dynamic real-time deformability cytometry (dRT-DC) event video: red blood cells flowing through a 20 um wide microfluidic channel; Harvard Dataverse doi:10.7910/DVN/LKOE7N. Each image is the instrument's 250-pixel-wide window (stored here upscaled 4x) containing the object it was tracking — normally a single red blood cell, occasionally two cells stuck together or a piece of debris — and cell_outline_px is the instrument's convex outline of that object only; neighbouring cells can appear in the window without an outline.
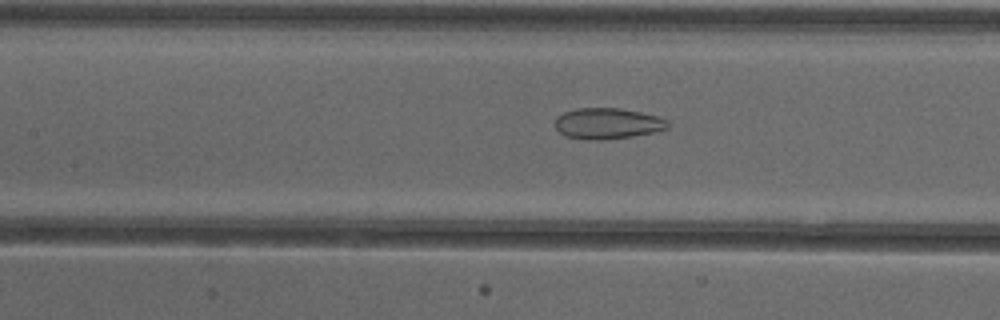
{"species": "common noctule bat (a hibernating species)", "species_latin": "Nyctalus noctula", "temperature_condition": "cold", "stored_images_in_passage": 52, "camera_frame_rate_fps": 3000, "um_per_image_px": 0.085, "animal": {"sex": "female"}, "frame": {"image": 1, "passage_image": 24, "time_ms": 7.667, "image_size_px": [1000, 320], "cell_outline_px": [[668, 128], [652, 132], [632, 136], [604, 140], [588, 140], [564, 136], [556, 128], [556, 116], [564, 112], [576, 108], [620, 108], [640, 112], [656, 116], [668, 120]], "centroid_in_image_um": [51.61, 10.5], "position_along_channel_um": 155.8, "area_um2": 20.29}}
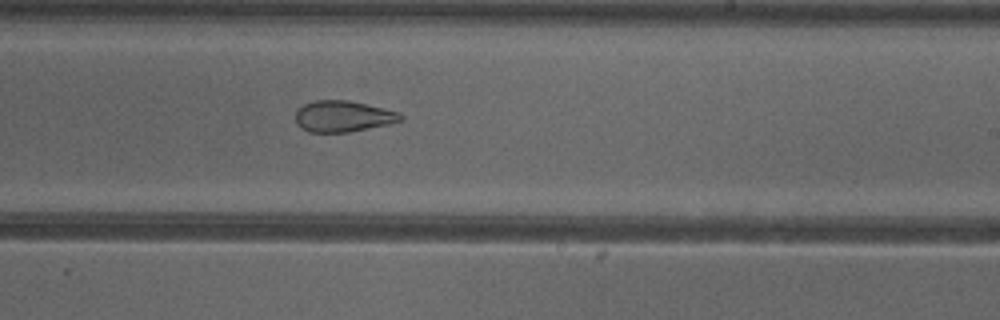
{"frame": {"image": 2, "passage_image": 32, "time_ms": 10.333, "image_size_px": [1000, 320], "cell_outline_px": [[404, 120], [388, 124], [348, 132], [308, 132], [296, 124], [296, 108], [304, 104], [316, 100], [348, 100], [400, 112], [404, 116]], "centroid_in_image_um": [29.15, 9.88], "position_along_channel_um": 259.8, "area_um2": 19.13}}
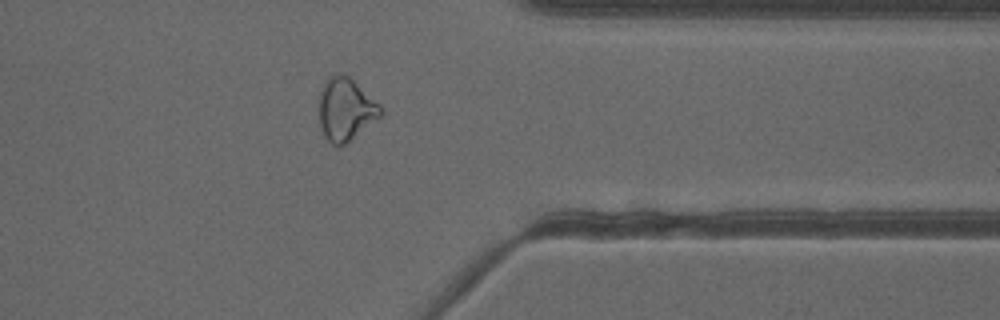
{"frame": {"image": 3, "passage_image": 42, "time_ms": 13.667, "image_size_px": [1000, 320], "cell_outline_px": [[384, 116], [352, 140], [340, 148], [332, 144], [324, 136], [320, 128], [320, 88], [328, 76], [336, 72], [348, 76], [380, 104], [384, 112]], "centroid_in_image_um": [29.41, 9.33], "position_along_channel_um": 382.0, "area_um2": 23.06}, "authors_computed_cell_mechanics": {"area_um2": 24.7673, "velocity_mm_per_s": 3.9135, "shape_relaxation_time_tau1_ms": null, "shape_relaxation_time_tau2_ms": 2.4003, "deformation_change_tau1": null, "deformation_change_tau2": 0.1041}}